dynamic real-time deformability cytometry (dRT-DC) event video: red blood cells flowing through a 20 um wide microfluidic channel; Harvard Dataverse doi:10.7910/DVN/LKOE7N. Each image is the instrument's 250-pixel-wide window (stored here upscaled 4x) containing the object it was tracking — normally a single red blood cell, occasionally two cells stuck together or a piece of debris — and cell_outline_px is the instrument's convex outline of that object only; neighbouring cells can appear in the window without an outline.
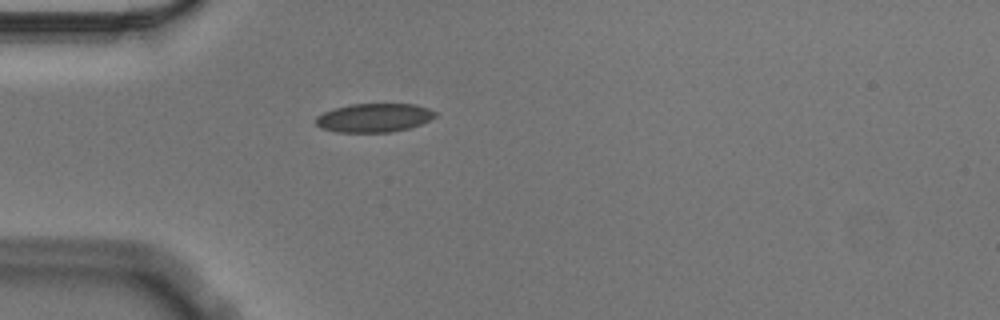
{"species": "Egyptian fruit bat (a non-hibernating species)", "species_latin": "Rousettus aegyptiacus", "temperature_condition": "cold", "stored_images_in_passage": 41, "camera_frame_rate_fps": 3000, "um_per_image_px": 0.085, "animal": {"sex": "male"}, "frame": {"image": 1, "passage_image": 1, "time_ms": 0.0, "image_size_px": [1000, 320], "cell_outline_px": [[436, 116], [420, 124], [408, 128], [388, 132], [336, 132], [320, 128], [316, 124], [316, 116], [324, 112], [336, 108], [352, 104], [416, 104], [428, 108], [436, 112]], "centroid_in_image_um": [31.78, 10.01], "position_along_channel_um": 53.2, "area_um2": 19.83}}
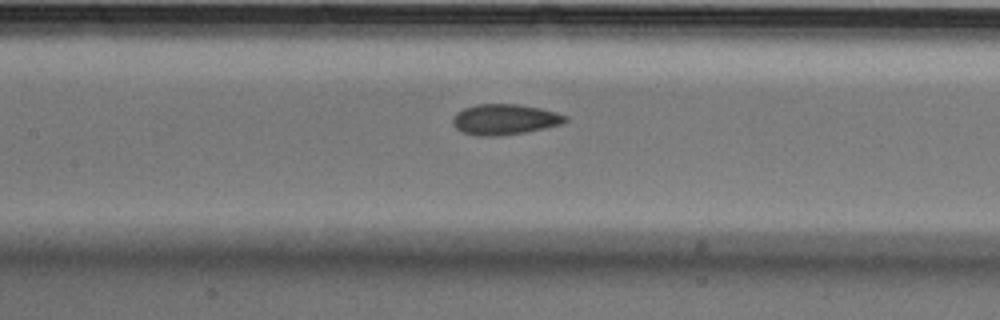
{"frame": {"image": 2, "passage_image": 11, "time_ms": 3.333, "image_size_px": [1000, 320], "cell_outline_px": [[568, 120], [564, 124], [524, 132], [492, 136], [476, 136], [464, 132], [456, 128], [452, 124], [452, 120], [456, 112], [464, 108], [476, 104], [520, 104], [540, 108], [556, 112], [568, 116]], "centroid_in_image_um": [42.91, 10.14], "position_along_channel_um": 164.5, "area_um2": 20.11}}
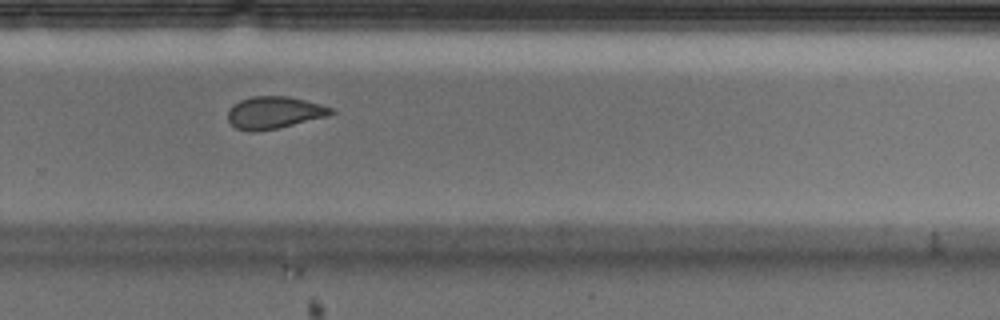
{"frame": {"image": 3, "passage_image": 23, "time_ms": 7.333, "image_size_px": [1000, 320], "cell_outline_px": [[336, 112], [328, 116], [280, 128], [256, 132], [252, 132], [236, 128], [228, 120], [228, 108], [232, 104], [240, 100], [252, 96], [288, 96], [320, 104], [332, 108]], "centroid_in_image_um": [23.29, 9.57], "position_along_channel_um": 306.5, "area_um2": 19.54}, "authors_computed_cell_mechanics": {"area_um2": 20.1144, "velocity_mm_per_s": 3.5664, "shape_relaxation_time_tau1_ms": null, "shape_relaxation_time_tau2_ms": 2.6781, "deformation_change_tau1": null, "deformation_change_tau2": 0.0686}}